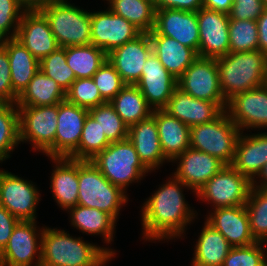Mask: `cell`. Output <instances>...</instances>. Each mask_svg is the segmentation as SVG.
<instances>
[{
  "mask_svg": "<svg viewBox=\"0 0 267 266\" xmlns=\"http://www.w3.org/2000/svg\"><path fill=\"white\" fill-rule=\"evenodd\" d=\"M169 179L143 204L141 219L145 240L160 241L180 237L185 226L196 216L182 193L183 187L188 190L190 188L174 175Z\"/></svg>",
  "mask_w": 267,
  "mask_h": 266,
  "instance_id": "cell-1",
  "label": "cell"
},
{
  "mask_svg": "<svg viewBox=\"0 0 267 266\" xmlns=\"http://www.w3.org/2000/svg\"><path fill=\"white\" fill-rule=\"evenodd\" d=\"M41 266H105L115 251L84 242L64 230L43 227Z\"/></svg>",
  "mask_w": 267,
  "mask_h": 266,
  "instance_id": "cell-2",
  "label": "cell"
},
{
  "mask_svg": "<svg viewBox=\"0 0 267 266\" xmlns=\"http://www.w3.org/2000/svg\"><path fill=\"white\" fill-rule=\"evenodd\" d=\"M216 61L226 101L238 93L266 84L267 55L260 50L229 52Z\"/></svg>",
  "mask_w": 267,
  "mask_h": 266,
  "instance_id": "cell-3",
  "label": "cell"
},
{
  "mask_svg": "<svg viewBox=\"0 0 267 266\" xmlns=\"http://www.w3.org/2000/svg\"><path fill=\"white\" fill-rule=\"evenodd\" d=\"M78 181V205L99 209L116 221L128 202L126 192L111 184L90 160H78Z\"/></svg>",
  "mask_w": 267,
  "mask_h": 266,
  "instance_id": "cell-4",
  "label": "cell"
},
{
  "mask_svg": "<svg viewBox=\"0 0 267 266\" xmlns=\"http://www.w3.org/2000/svg\"><path fill=\"white\" fill-rule=\"evenodd\" d=\"M241 132L224 110L213 121L190 127V147L231 165Z\"/></svg>",
  "mask_w": 267,
  "mask_h": 266,
  "instance_id": "cell-5",
  "label": "cell"
},
{
  "mask_svg": "<svg viewBox=\"0 0 267 266\" xmlns=\"http://www.w3.org/2000/svg\"><path fill=\"white\" fill-rule=\"evenodd\" d=\"M90 161L111 184L124 191L129 184L139 182L150 172L140 161L136 149L128 139L110 143Z\"/></svg>",
  "mask_w": 267,
  "mask_h": 266,
  "instance_id": "cell-6",
  "label": "cell"
},
{
  "mask_svg": "<svg viewBox=\"0 0 267 266\" xmlns=\"http://www.w3.org/2000/svg\"><path fill=\"white\" fill-rule=\"evenodd\" d=\"M60 47L91 44V12L62 0L40 10Z\"/></svg>",
  "mask_w": 267,
  "mask_h": 266,
  "instance_id": "cell-7",
  "label": "cell"
},
{
  "mask_svg": "<svg viewBox=\"0 0 267 266\" xmlns=\"http://www.w3.org/2000/svg\"><path fill=\"white\" fill-rule=\"evenodd\" d=\"M17 107L20 143L30 142L33 146L32 149L54 158L58 104Z\"/></svg>",
  "mask_w": 267,
  "mask_h": 266,
  "instance_id": "cell-8",
  "label": "cell"
},
{
  "mask_svg": "<svg viewBox=\"0 0 267 266\" xmlns=\"http://www.w3.org/2000/svg\"><path fill=\"white\" fill-rule=\"evenodd\" d=\"M252 182L232 165L223 167L196 193L202 201H208L213 209L245 205Z\"/></svg>",
  "mask_w": 267,
  "mask_h": 266,
  "instance_id": "cell-9",
  "label": "cell"
},
{
  "mask_svg": "<svg viewBox=\"0 0 267 266\" xmlns=\"http://www.w3.org/2000/svg\"><path fill=\"white\" fill-rule=\"evenodd\" d=\"M177 88L194 98L215 102L226 110L216 58L197 57L177 79Z\"/></svg>",
  "mask_w": 267,
  "mask_h": 266,
  "instance_id": "cell-10",
  "label": "cell"
},
{
  "mask_svg": "<svg viewBox=\"0 0 267 266\" xmlns=\"http://www.w3.org/2000/svg\"><path fill=\"white\" fill-rule=\"evenodd\" d=\"M36 222L21 220L16 224L7 245L0 252V266L41 265L43 228L38 230Z\"/></svg>",
  "mask_w": 267,
  "mask_h": 266,
  "instance_id": "cell-11",
  "label": "cell"
},
{
  "mask_svg": "<svg viewBox=\"0 0 267 266\" xmlns=\"http://www.w3.org/2000/svg\"><path fill=\"white\" fill-rule=\"evenodd\" d=\"M41 194L31 181L0 170V205L22 221H36V205Z\"/></svg>",
  "mask_w": 267,
  "mask_h": 266,
  "instance_id": "cell-12",
  "label": "cell"
},
{
  "mask_svg": "<svg viewBox=\"0 0 267 266\" xmlns=\"http://www.w3.org/2000/svg\"><path fill=\"white\" fill-rule=\"evenodd\" d=\"M142 32L110 9L91 12V44L106 54L135 39Z\"/></svg>",
  "mask_w": 267,
  "mask_h": 266,
  "instance_id": "cell-13",
  "label": "cell"
},
{
  "mask_svg": "<svg viewBox=\"0 0 267 266\" xmlns=\"http://www.w3.org/2000/svg\"><path fill=\"white\" fill-rule=\"evenodd\" d=\"M229 14L200 8L198 57L218 58L229 53Z\"/></svg>",
  "mask_w": 267,
  "mask_h": 266,
  "instance_id": "cell-14",
  "label": "cell"
},
{
  "mask_svg": "<svg viewBox=\"0 0 267 266\" xmlns=\"http://www.w3.org/2000/svg\"><path fill=\"white\" fill-rule=\"evenodd\" d=\"M229 118L242 131L267 128V85L234 95L227 101Z\"/></svg>",
  "mask_w": 267,
  "mask_h": 266,
  "instance_id": "cell-15",
  "label": "cell"
},
{
  "mask_svg": "<svg viewBox=\"0 0 267 266\" xmlns=\"http://www.w3.org/2000/svg\"><path fill=\"white\" fill-rule=\"evenodd\" d=\"M149 35H165L193 49L198 54L199 26L197 12L156 9L155 25Z\"/></svg>",
  "mask_w": 267,
  "mask_h": 266,
  "instance_id": "cell-16",
  "label": "cell"
},
{
  "mask_svg": "<svg viewBox=\"0 0 267 266\" xmlns=\"http://www.w3.org/2000/svg\"><path fill=\"white\" fill-rule=\"evenodd\" d=\"M136 86L153 110L163 109L177 88V79L164 68L152 52L143 65L142 76Z\"/></svg>",
  "mask_w": 267,
  "mask_h": 266,
  "instance_id": "cell-17",
  "label": "cell"
},
{
  "mask_svg": "<svg viewBox=\"0 0 267 266\" xmlns=\"http://www.w3.org/2000/svg\"><path fill=\"white\" fill-rule=\"evenodd\" d=\"M151 53L149 33H141L108 53L107 59L126 84L136 85L141 79L143 65Z\"/></svg>",
  "mask_w": 267,
  "mask_h": 266,
  "instance_id": "cell-18",
  "label": "cell"
},
{
  "mask_svg": "<svg viewBox=\"0 0 267 266\" xmlns=\"http://www.w3.org/2000/svg\"><path fill=\"white\" fill-rule=\"evenodd\" d=\"M40 62L60 46L54 37L49 22L40 11H25L15 37Z\"/></svg>",
  "mask_w": 267,
  "mask_h": 266,
  "instance_id": "cell-19",
  "label": "cell"
},
{
  "mask_svg": "<svg viewBox=\"0 0 267 266\" xmlns=\"http://www.w3.org/2000/svg\"><path fill=\"white\" fill-rule=\"evenodd\" d=\"M173 161H179L174 176L195 193L226 166L218 158L191 147Z\"/></svg>",
  "mask_w": 267,
  "mask_h": 266,
  "instance_id": "cell-20",
  "label": "cell"
},
{
  "mask_svg": "<svg viewBox=\"0 0 267 266\" xmlns=\"http://www.w3.org/2000/svg\"><path fill=\"white\" fill-rule=\"evenodd\" d=\"M89 110L64 100L58 103L55 157L69 158L77 149Z\"/></svg>",
  "mask_w": 267,
  "mask_h": 266,
  "instance_id": "cell-21",
  "label": "cell"
},
{
  "mask_svg": "<svg viewBox=\"0 0 267 266\" xmlns=\"http://www.w3.org/2000/svg\"><path fill=\"white\" fill-rule=\"evenodd\" d=\"M206 222L219 231L232 247L249 246L256 242L250 231L245 205L216 208Z\"/></svg>",
  "mask_w": 267,
  "mask_h": 266,
  "instance_id": "cell-22",
  "label": "cell"
},
{
  "mask_svg": "<svg viewBox=\"0 0 267 266\" xmlns=\"http://www.w3.org/2000/svg\"><path fill=\"white\" fill-rule=\"evenodd\" d=\"M163 110L189 127L213 121L224 111L215 102L194 98L179 88L173 91Z\"/></svg>",
  "mask_w": 267,
  "mask_h": 266,
  "instance_id": "cell-23",
  "label": "cell"
},
{
  "mask_svg": "<svg viewBox=\"0 0 267 266\" xmlns=\"http://www.w3.org/2000/svg\"><path fill=\"white\" fill-rule=\"evenodd\" d=\"M128 140L133 144L140 161L149 171L159 168L163 162H170L162 151L158 127L153 115L129 126Z\"/></svg>",
  "mask_w": 267,
  "mask_h": 266,
  "instance_id": "cell-24",
  "label": "cell"
},
{
  "mask_svg": "<svg viewBox=\"0 0 267 266\" xmlns=\"http://www.w3.org/2000/svg\"><path fill=\"white\" fill-rule=\"evenodd\" d=\"M50 159L56 166L51 174V192L60 208L69 212L70 208L78 205V160L67 157Z\"/></svg>",
  "mask_w": 267,
  "mask_h": 266,
  "instance_id": "cell-25",
  "label": "cell"
},
{
  "mask_svg": "<svg viewBox=\"0 0 267 266\" xmlns=\"http://www.w3.org/2000/svg\"><path fill=\"white\" fill-rule=\"evenodd\" d=\"M266 163L267 133L243 136L242 131L237 141L235 157L231 165L253 182Z\"/></svg>",
  "mask_w": 267,
  "mask_h": 266,
  "instance_id": "cell-26",
  "label": "cell"
},
{
  "mask_svg": "<svg viewBox=\"0 0 267 266\" xmlns=\"http://www.w3.org/2000/svg\"><path fill=\"white\" fill-rule=\"evenodd\" d=\"M164 156L173 161L190 147V127L163 109L152 111Z\"/></svg>",
  "mask_w": 267,
  "mask_h": 266,
  "instance_id": "cell-27",
  "label": "cell"
},
{
  "mask_svg": "<svg viewBox=\"0 0 267 266\" xmlns=\"http://www.w3.org/2000/svg\"><path fill=\"white\" fill-rule=\"evenodd\" d=\"M152 52L159 58L164 68L176 79L197 59L198 54L165 35H149Z\"/></svg>",
  "mask_w": 267,
  "mask_h": 266,
  "instance_id": "cell-28",
  "label": "cell"
},
{
  "mask_svg": "<svg viewBox=\"0 0 267 266\" xmlns=\"http://www.w3.org/2000/svg\"><path fill=\"white\" fill-rule=\"evenodd\" d=\"M9 57L13 92L19 97L39 70V61L16 38L4 39Z\"/></svg>",
  "mask_w": 267,
  "mask_h": 266,
  "instance_id": "cell-29",
  "label": "cell"
},
{
  "mask_svg": "<svg viewBox=\"0 0 267 266\" xmlns=\"http://www.w3.org/2000/svg\"><path fill=\"white\" fill-rule=\"evenodd\" d=\"M232 246L206 221L198 237L192 266H223Z\"/></svg>",
  "mask_w": 267,
  "mask_h": 266,
  "instance_id": "cell-30",
  "label": "cell"
},
{
  "mask_svg": "<svg viewBox=\"0 0 267 266\" xmlns=\"http://www.w3.org/2000/svg\"><path fill=\"white\" fill-rule=\"evenodd\" d=\"M66 100V93L40 69L18 97L17 106H50Z\"/></svg>",
  "mask_w": 267,
  "mask_h": 266,
  "instance_id": "cell-31",
  "label": "cell"
},
{
  "mask_svg": "<svg viewBox=\"0 0 267 266\" xmlns=\"http://www.w3.org/2000/svg\"><path fill=\"white\" fill-rule=\"evenodd\" d=\"M69 210L71 225L74 228L93 236L102 235L108 244L113 241L116 221L108 213L81 205H76Z\"/></svg>",
  "mask_w": 267,
  "mask_h": 266,
  "instance_id": "cell-32",
  "label": "cell"
},
{
  "mask_svg": "<svg viewBox=\"0 0 267 266\" xmlns=\"http://www.w3.org/2000/svg\"><path fill=\"white\" fill-rule=\"evenodd\" d=\"M110 104L128 127L148 118L153 111L139 88L132 84H126Z\"/></svg>",
  "mask_w": 267,
  "mask_h": 266,
  "instance_id": "cell-33",
  "label": "cell"
},
{
  "mask_svg": "<svg viewBox=\"0 0 267 266\" xmlns=\"http://www.w3.org/2000/svg\"><path fill=\"white\" fill-rule=\"evenodd\" d=\"M109 9L132 23L142 33H149L155 25L154 0H107Z\"/></svg>",
  "mask_w": 267,
  "mask_h": 266,
  "instance_id": "cell-34",
  "label": "cell"
},
{
  "mask_svg": "<svg viewBox=\"0 0 267 266\" xmlns=\"http://www.w3.org/2000/svg\"><path fill=\"white\" fill-rule=\"evenodd\" d=\"M106 59L107 54L93 44L66 47L67 65L76 79L92 78Z\"/></svg>",
  "mask_w": 267,
  "mask_h": 266,
  "instance_id": "cell-35",
  "label": "cell"
},
{
  "mask_svg": "<svg viewBox=\"0 0 267 266\" xmlns=\"http://www.w3.org/2000/svg\"><path fill=\"white\" fill-rule=\"evenodd\" d=\"M250 231L256 242L267 239V188L252 186L245 204Z\"/></svg>",
  "mask_w": 267,
  "mask_h": 266,
  "instance_id": "cell-36",
  "label": "cell"
},
{
  "mask_svg": "<svg viewBox=\"0 0 267 266\" xmlns=\"http://www.w3.org/2000/svg\"><path fill=\"white\" fill-rule=\"evenodd\" d=\"M20 143L19 115L16 104H0V162Z\"/></svg>",
  "mask_w": 267,
  "mask_h": 266,
  "instance_id": "cell-37",
  "label": "cell"
},
{
  "mask_svg": "<svg viewBox=\"0 0 267 266\" xmlns=\"http://www.w3.org/2000/svg\"><path fill=\"white\" fill-rule=\"evenodd\" d=\"M109 144L110 142L106 139L104 132H102L99 122L95 121L88 114L85 119L78 149L69 158L76 160H92Z\"/></svg>",
  "mask_w": 267,
  "mask_h": 266,
  "instance_id": "cell-38",
  "label": "cell"
},
{
  "mask_svg": "<svg viewBox=\"0 0 267 266\" xmlns=\"http://www.w3.org/2000/svg\"><path fill=\"white\" fill-rule=\"evenodd\" d=\"M89 115L99 122L102 132L110 143L128 139L129 127L110 102L89 109Z\"/></svg>",
  "mask_w": 267,
  "mask_h": 266,
  "instance_id": "cell-39",
  "label": "cell"
},
{
  "mask_svg": "<svg viewBox=\"0 0 267 266\" xmlns=\"http://www.w3.org/2000/svg\"><path fill=\"white\" fill-rule=\"evenodd\" d=\"M229 52L259 50L258 25L252 20H229Z\"/></svg>",
  "mask_w": 267,
  "mask_h": 266,
  "instance_id": "cell-40",
  "label": "cell"
},
{
  "mask_svg": "<svg viewBox=\"0 0 267 266\" xmlns=\"http://www.w3.org/2000/svg\"><path fill=\"white\" fill-rule=\"evenodd\" d=\"M39 69L52 78L66 93L76 80L72 69L67 65L66 47H59L39 62Z\"/></svg>",
  "mask_w": 267,
  "mask_h": 266,
  "instance_id": "cell-41",
  "label": "cell"
},
{
  "mask_svg": "<svg viewBox=\"0 0 267 266\" xmlns=\"http://www.w3.org/2000/svg\"><path fill=\"white\" fill-rule=\"evenodd\" d=\"M66 100L88 110L106 103L92 78L76 79L66 92Z\"/></svg>",
  "mask_w": 267,
  "mask_h": 266,
  "instance_id": "cell-42",
  "label": "cell"
},
{
  "mask_svg": "<svg viewBox=\"0 0 267 266\" xmlns=\"http://www.w3.org/2000/svg\"><path fill=\"white\" fill-rule=\"evenodd\" d=\"M262 242L249 246L232 247L223 266H267L265 248Z\"/></svg>",
  "mask_w": 267,
  "mask_h": 266,
  "instance_id": "cell-43",
  "label": "cell"
},
{
  "mask_svg": "<svg viewBox=\"0 0 267 266\" xmlns=\"http://www.w3.org/2000/svg\"><path fill=\"white\" fill-rule=\"evenodd\" d=\"M92 79L94 80L101 97L106 102H110L126 85L108 59H106L99 67Z\"/></svg>",
  "mask_w": 267,
  "mask_h": 266,
  "instance_id": "cell-44",
  "label": "cell"
},
{
  "mask_svg": "<svg viewBox=\"0 0 267 266\" xmlns=\"http://www.w3.org/2000/svg\"><path fill=\"white\" fill-rule=\"evenodd\" d=\"M25 11L18 0H0V36L3 39L16 37Z\"/></svg>",
  "mask_w": 267,
  "mask_h": 266,
  "instance_id": "cell-45",
  "label": "cell"
},
{
  "mask_svg": "<svg viewBox=\"0 0 267 266\" xmlns=\"http://www.w3.org/2000/svg\"><path fill=\"white\" fill-rule=\"evenodd\" d=\"M18 96L13 92L9 57L6 49L0 47V104H16Z\"/></svg>",
  "mask_w": 267,
  "mask_h": 266,
  "instance_id": "cell-46",
  "label": "cell"
},
{
  "mask_svg": "<svg viewBox=\"0 0 267 266\" xmlns=\"http://www.w3.org/2000/svg\"><path fill=\"white\" fill-rule=\"evenodd\" d=\"M265 8L262 0H235L229 13V19L257 21Z\"/></svg>",
  "mask_w": 267,
  "mask_h": 266,
  "instance_id": "cell-47",
  "label": "cell"
},
{
  "mask_svg": "<svg viewBox=\"0 0 267 266\" xmlns=\"http://www.w3.org/2000/svg\"><path fill=\"white\" fill-rule=\"evenodd\" d=\"M4 206L0 205V252L7 245L11 234L19 222Z\"/></svg>",
  "mask_w": 267,
  "mask_h": 266,
  "instance_id": "cell-48",
  "label": "cell"
},
{
  "mask_svg": "<svg viewBox=\"0 0 267 266\" xmlns=\"http://www.w3.org/2000/svg\"><path fill=\"white\" fill-rule=\"evenodd\" d=\"M155 9H178L197 12L203 0H155Z\"/></svg>",
  "mask_w": 267,
  "mask_h": 266,
  "instance_id": "cell-49",
  "label": "cell"
},
{
  "mask_svg": "<svg viewBox=\"0 0 267 266\" xmlns=\"http://www.w3.org/2000/svg\"><path fill=\"white\" fill-rule=\"evenodd\" d=\"M259 50L267 55V7L257 19Z\"/></svg>",
  "mask_w": 267,
  "mask_h": 266,
  "instance_id": "cell-50",
  "label": "cell"
},
{
  "mask_svg": "<svg viewBox=\"0 0 267 266\" xmlns=\"http://www.w3.org/2000/svg\"><path fill=\"white\" fill-rule=\"evenodd\" d=\"M235 0H203V8L229 14Z\"/></svg>",
  "mask_w": 267,
  "mask_h": 266,
  "instance_id": "cell-51",
  "label": "cell"
},
{
  "mask_svg": "<svg viewBox=\"0 0 267 266\" xmlns=\"http://www.w3.org/2000/svg\"><path fill=\"white\" fill-rule=\"evenodd\" d=\"M26 11H37L62 0H18Z\"/></svg>",
  "mask_w": 267,
  "mask_h": 266,
  "instance_id": "cell-52",
  "label": "cell"
},
{
  "mask_svg": "<svg viewBox=\"0 0 267 266\" xmlns=\"http://www.w3.org/2000/svg\"><path fill=\"white\" fill-rule=\"evenodd\" d=\"M256 178H260V182L257 183L256 180L252 182V186L258 188H267V163L264 165L263 169ZM260 183V184H259ZM259 184V185H258Z\"/></svg>",
  "mask_w": 267,
  "mask_h": 266,
  "instance_id": "cell-53",
  "label": "cell"
},
{
  "mask_svg": "<svg viewBox=\"0 0 267 266\" xmlns=\"http://www.w3.org/2000/svg\"><path fill=\"white\" fill-rule=\"evenodd\" d=\"M264 246H265V253H266V260H267V239L263 242Z\"/></svg>",
  "mask_w": 267,
  "mask_h": 266,
  "instance_id": "cell-54",
  "label": "cell"
},
{
  "mask_svg": "<svg viewBox=\"0 0 267 266\" xmlns=\"http://www.w3.org/2000/svg\"><path fill=\"white\" fill-rule=\"evenodd\" d=\"M3 40L4 39L0 36V47L2 46Z\"/></svg>",
  "mask_w": 267,
  "mask_h": 266,
  "instance_id": "cell-55",
  "label": "cell"
},
{
  "mask_svg": "<svg viewBox=\"0 0 267 266\" xmlns=\"http://www.w3.org/2000/svg\"><path fill=\"white\" fill-rule=\"evenodd\" d=\"M264 5L267 7V0H262Z\"/></svg>",
  "mask_w": 267,
  "mask_h": 266,
  "instance_id": "cell-56",
  "label": "cell"
}]
</instances>
